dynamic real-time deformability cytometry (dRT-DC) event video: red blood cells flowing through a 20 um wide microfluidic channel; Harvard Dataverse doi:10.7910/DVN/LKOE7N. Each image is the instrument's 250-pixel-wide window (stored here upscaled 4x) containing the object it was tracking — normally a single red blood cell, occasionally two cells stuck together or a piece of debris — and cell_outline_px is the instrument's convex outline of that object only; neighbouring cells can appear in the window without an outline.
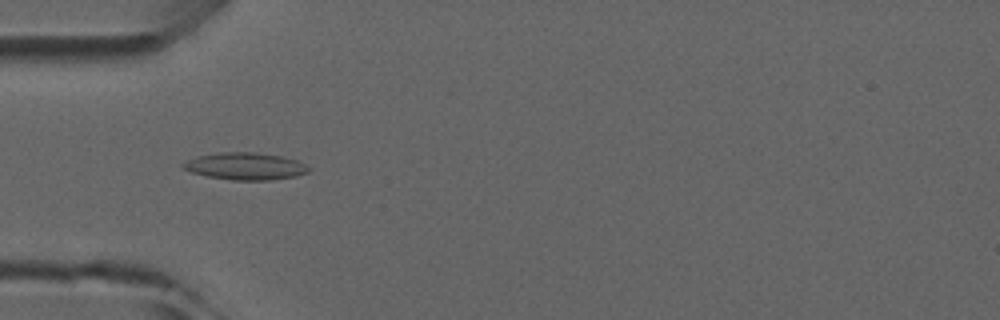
{"species": "common noctule bat (a hibernating species)", "species_latin": "Nyctalus noctula", "temperature_condition": "room temperature", "stored_images_in_passage": 6, "camera_frame_rate_fps": 3000, "um_per_image_px": 0.085, "animal": {"sex": "male", "forearm_length_mm": 52.5}, "frame": {"image": 1, "passage_image": 5, "time_ms": 4.667, "image_size_px": [1000, 320], "cell_outline_px": [[312, 168], [308, 172], [296, 176], [268, 180], [232, 180], [208, 176], [192, 172], [184, 168], [180, 164], [196, 156], [220, 152], [256, 152], [280, 156], [296, 160]], "centroid_in_image_um": [20.85, 14.12], "position_along_channel_um": 64.1, "area_um2": 19.77}}
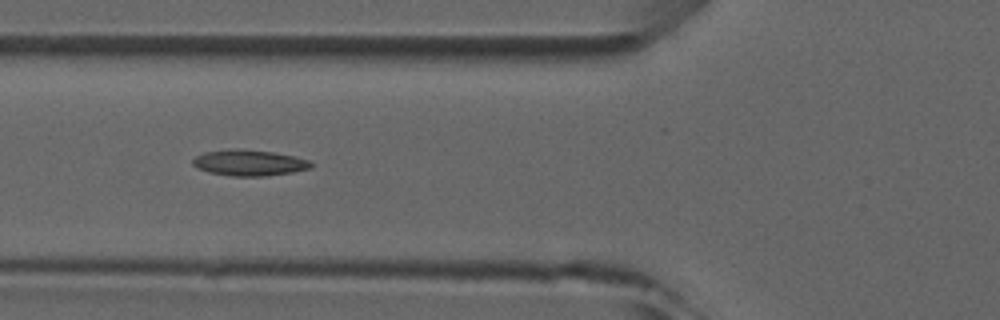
{"frame": {"image": 2, "passage_image": 6, "time_ms": 5.667, "image_size_px": [1000, 320], "cell_outline_px": [[312, 168], [292, 172], [264, 176], [232, 176], [208, 172], [196, 168], [192, 164], [192, 160], [196, 156], [204, 152], [228, 148], [240, 148], [272, 152], [292, 156], [308, 160], [312, 164]], "centroid_in_image_um": [21.12, 13.83], "position_along_channel_um": 104.7, "area_um2": 17.98}}